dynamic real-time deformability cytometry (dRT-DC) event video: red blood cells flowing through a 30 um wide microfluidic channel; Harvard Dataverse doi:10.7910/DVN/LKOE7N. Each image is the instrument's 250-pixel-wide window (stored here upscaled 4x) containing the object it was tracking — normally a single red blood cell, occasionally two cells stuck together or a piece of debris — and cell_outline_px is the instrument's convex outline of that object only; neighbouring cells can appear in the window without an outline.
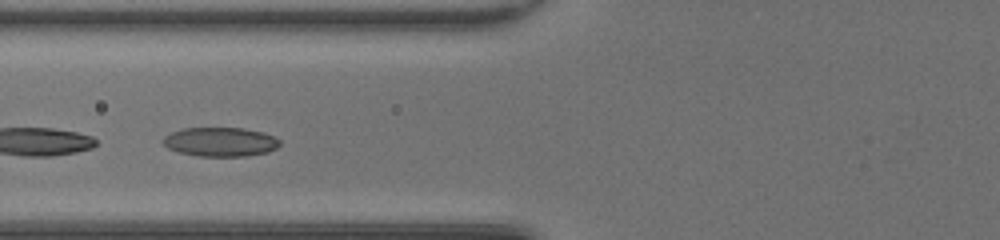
{"species": "common noctule bat (a hibernating species)", "species_latin": "Nyctalus noctula", "temperature_condition": "room temperature", "stored_images_in_passage": 14, "camera_frame_rate_fps": 3000, "um_per_image_px": 0.085, "animal": {"sex": "female", "body_mass_g": 20.0, "forearm_length_mm": 54.0}, "frame": {"image": 1, "passage_image": 12, "time_ms": 3.667, "image_size_px": [1000, 240], "cell_outline_px": [[280, 144], [276, 148], [268, 152], [248, 156], [200, 156], [180, 152], [168, 148], [160, 140], [164, 136], [172, 132], [184, 128], [244, 128], [264, 132], [276, 136], [280, 140]], "centroid_in_image_um": [18.76, 12.05], "position_along_channel_um": 107.0, "area_um2": 19.94}}